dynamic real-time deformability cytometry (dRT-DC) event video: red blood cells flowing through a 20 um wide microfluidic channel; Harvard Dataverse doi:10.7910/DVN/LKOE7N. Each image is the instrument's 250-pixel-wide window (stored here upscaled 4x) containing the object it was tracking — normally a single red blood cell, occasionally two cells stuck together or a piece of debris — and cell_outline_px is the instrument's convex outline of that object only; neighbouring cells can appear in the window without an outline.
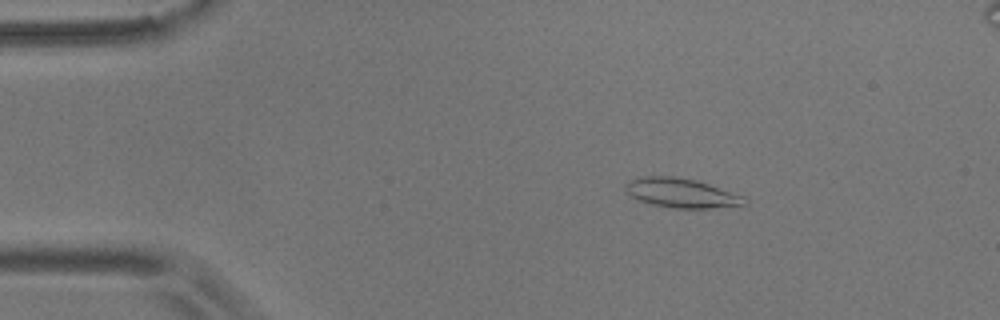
{"species": "common noctule bat (a hibernating species)", "species_latin": "Nyctalus noctula", "temperature_condition": "room temperature", "stored_images_in_passage": 49, "segment_of_instrument_passage": [1, 2], "camera_frame_rate_fps": 3000, "um_per_image_px": 0.085, "animal": {"sex": "male", "body_mass_g": 17.9}, "frame": {"image": 1, "passage_image": 2, "time_ms": 0.333, "image_size_px": [1000, 320], "cell_outline_px": [[748, 204], [708, 208], [672, 208], [652, 204], [636, 200], [628, 196], [624, 188], [624, 184], [628, 180], [644, 176], [672, 176], [696, 180], [744, 196], [748, 200]], "centroid_in_image_um": [57.85, 16.4], "position_along_channel_um": 27.2, "area_um2": 20.52}}
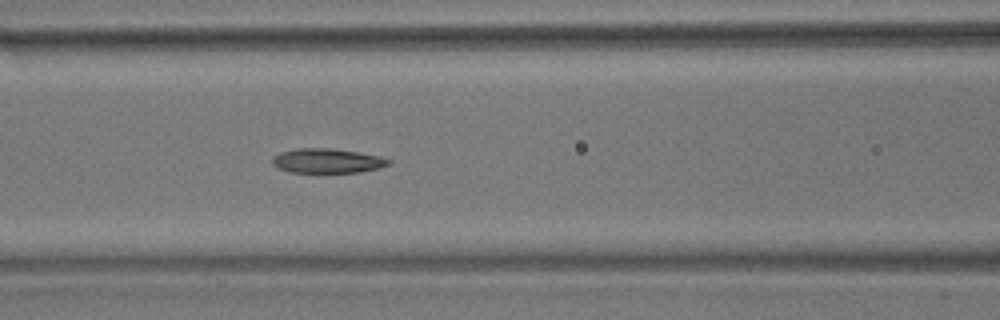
{"frame": {"image": 2, "passage_image": 16, "time_ms": 5.0, "image_size_px": [1000, 320], "cell_outline_px": [[392, 164], [380, 168], [356, 172], [288, 172], [276, 168], [272, 164], [272, 156], [280, 152], [296, 148], [332, 148], [380, 156], [392, 160]], "centroid_in_image_um": [27.79, 13.66], "position_along_channel_um": 138.8, "area_um2": 16.76}}
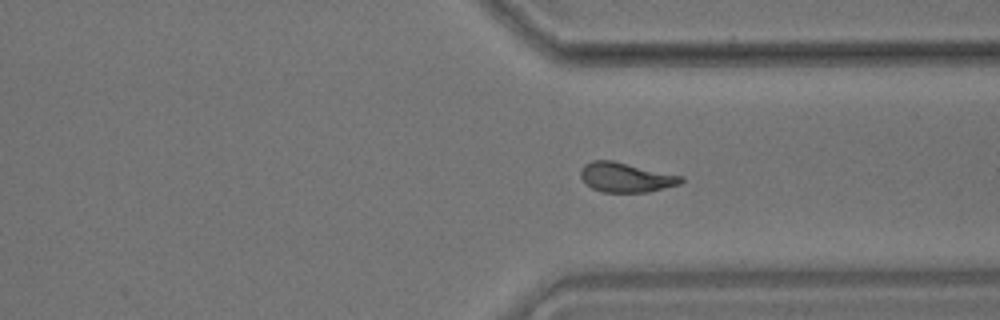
{"frame": {"image": 3, "passage_image": 34, "time_ms": 11.0, "image_size_px": [1000, 320], "cell_outline_px": [[684, 180], [680, 184], [648, 192], [604, 192], [592, 188], [580, 176], [580, 172], [584, 164], [592, 160], [612, 160], [684, 176]], "centroid_in_image_um": [53.22, 15.07], "position_along_channel_um": 358.2, "area_um2": 17.28}}